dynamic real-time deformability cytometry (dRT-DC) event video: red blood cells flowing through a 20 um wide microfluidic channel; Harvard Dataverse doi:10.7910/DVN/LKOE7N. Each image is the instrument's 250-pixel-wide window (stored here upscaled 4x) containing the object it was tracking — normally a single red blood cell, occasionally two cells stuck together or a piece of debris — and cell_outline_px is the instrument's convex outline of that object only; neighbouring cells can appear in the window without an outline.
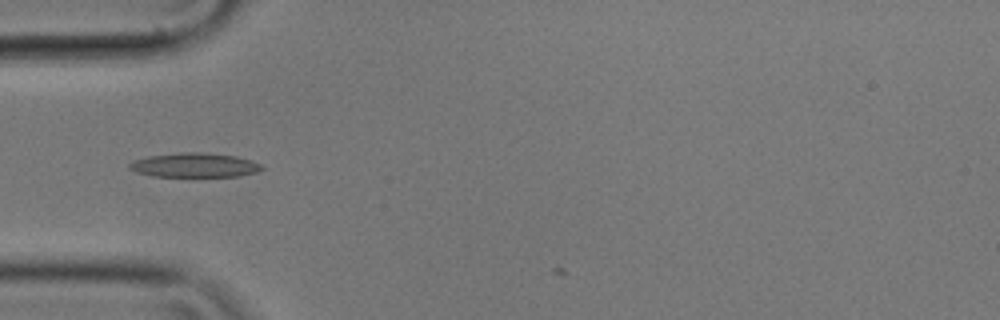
{"species": "common noctule bat (a hibernating species)", "species_latin": "Nyctalus noctula", "temperature_condition": "cold", "stored_images_in_passage": 5, "camera_frame_rate_fps": 3000, "um_per_image_px": 0.085, "animal": {"sex": "male", "body_mass_g": 17.9}, "frame": {"image": 1, "passage_image": 3, "time_ms": 0.667, "image_size_px": [1000, 320], "cell_outline_px": [[264, 168], [256, 172], [236, 176], [152, 176], [136, 172], [128, 168], [128, 164], [132, 160], [148, 156], [180, 152], [196, 152], [236, 156], [260, 164]], "centroid_in_image_um": [16.46, 14.03], "position_along_channel_um": 68.5, "area_um2": 18.55}}